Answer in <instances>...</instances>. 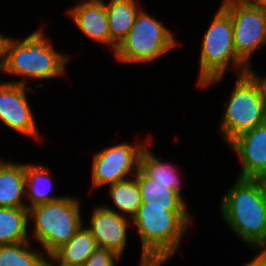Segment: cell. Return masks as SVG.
<instances>
[{
    "label": "cell",
    "mask_w": 266,
    "mask_h": 266,
    "mask_svg": "<svg viewBox=\"0 0 266 266\" xmlns=\"http://www.w3.org/2000/svg\"><path fill=\"white\" fill-rule=\"evenodd\" d=\"M41 26L25 37L6 36L1 74L16 77L8 80L9 82L29 86L31 82L40 81L35 85L38 89L46 86V80L60 77L64 79L69 72L67 67L70 65L71 55L58 51L53 45V38L47 35L44 25Z\"/></svg>",
    "instance_id": "6da1fadb"
},
{
    "label": "cell",
    "mask_w": 266,
    "mask_h": 266,
    "mask_svg": "<svg viewBox=\"0 0 266 266\" xmlns=\"http://www.w3.org/2000/svg\"><path fill=\"white\" fill-rule=\"evenodd\" d=\"M189 207H139L132 217V229L139 236L137 266L166 264L181 252L184 236L194 223ZM190 228V230H189Z\"/></svg>",
    "instance_id": "7a4b0ae2"
},
{
    "label": "cell",
    "mask_w": 266,
    "mask_h": 266,
    "mask_svg": "<svg viewBox=\"0 0 266 266\" xmlns=\"http://www.w3.org/2000/svg\"><path fill=\"white\" fill-rule=\"evenodd\" d=\"M219 201L226 228L250 250L266 249V204L255 180L235 177Z\"/></svg>",
    "instance_id": "3957f363"
},
{
    "label": "cell",
    "mask_w": 266,
    "mask_h": 266,
    "mask_svg": "<svg viewBox=\"0 0 266 266\" xmlns=\"http://www.w3.org/2000/svg\"><path fill=\"white\" fill-rule=\"evenodd\" d=\"M199 51L198 89L205 92L220 85L228 71L236 75L246 73L248 66L237 56L233 39V23L230 15L219 6L217 12L203 31Z\"/></svg>",
    "instance_id": "277c9868"
},
{
    "label": "cell",
    "mask_w": 266,
    "mask_h": 266,
    "mask_svg": "<svg viewBox=\"0 0 266 266\" xmlns=\"http://www.w3.org/2000/svg\"><path fill=\"white\" fill-rule=\"evenodd\" d=\"M82 206L80 197L68 193L59 200L30 208V241H36L35 245L50 257L84 225Z\"/></svg>",
    "instance_id": "5b68a950"
},
{
    "label": "cell",
    "mask_w": 266,
    "mask_h": 266,
    "mask_svg": "<svg viewBox=\"0 0 266 266\" xmlns=\"http://www.w3.org/2000/svg\"><path fill=\"white\" fill-rule=\"evenodd\" d=\"M156 17L144 7L140 10L130 32L116 47L114 60L117 63L150 65L181 47L175 30Z\"/></svg>",
    "instance_id": "8992f818"
},
{
    "label": "cell",
    "mask_w": 266,
    "mask_h": 266,
    "mask_svg": "<svg viewBox=\"0 0 266 266\" xmlns=\"http://www.w3.org/2000/svg\"><path fill=\"white\" fill-rule=\"evenodd\" d=\"M223 101L218 132L227 145L240 134L266 122V102L248 72L236 76L233 88Z\"/></svg>",
    "instance_id": "52a82bcc"
},
{
    "label": "cell",
    "mask_w": 266,
    "mask_h": 266,
    "mask_svg": "<svg viewBox=\"0 0 266 266\" xmlns=\"http://www.w3.org/2000/svg\"><path fill=\"white\" fill-rule=\"evenodd\" d=\"M152 133H147V138L135 139L133 142H117L114 138L112 144L94 151L91 158V184L93 193L96 189L105 188L108 185L128 179L136 175L140 169V159L143 149L153 139ZM116 143V144H113Z\"/></svg>",
    "instance_id": "ba28073f"
},
{
    "label": "cell",
    "mask_w": 266,
    "mask_h": 266,
    "mask_svg": "<svg viewBox=\"0 0 266 266\" xmlns=\"http://www.w3.org/2000/svg\"><path fill=\"white\" fill-rule=\"evenodd\" d=\"M230 15L237 56L249 67L253 56L266 47V4L261 0H221Z\"/></svg>",
    "instance_id": "9c48e42d"
},
{
    "label": "cell",
    "mask_w": 266,
    "mask_h": 266,
    "mask_svg": "<svg viewBox=\"0 0 266 266\" xmlns=\"http://www.w3.org/2000/svg\"><path fill=\"white\" fill-rule=\"evenodd\" d=\"M0 77V123L8 131L17 132L38 143L43 141L28 96L35 93V87L2 81V75Z\"/></svg>",
    "instance_id": "30bf717a"
},
{
    "label": "cell",
    "mask_w": 266,
    "mask_h": 266,
    "mask_svg": "<svg viewBox=\"0 0 266 266\" xmlns=\"http://www.w3.org/2000/svg\"><path fill=\"white\" fill-rule=\"evenodd\" d=\"M89 214L90 218L88 215L89 220L84 221V225L93 235L97 247L113 251L123 258L129 230L133 228L131 218L109 210L101 203L95 205Z\"/></svg>",
    "instance_id": "8fae6325"
},
{
    "label": "cell",
    "mask_w": 266,
    "mask_h": 266,
    "mask_svg": "<svg viewBox=\"0 0 266 266\" xmlns=\"http://www.w3.org/2000/svg\"><path fill=\"white\" fill-rule=\"evenodd\" d=\"M75 1V2H74ZM68 19L83 36L110 50V30L105 0H72Z\"/></svg>",
    "instance_id": "7c38bea8"
},
{
    "label": "cell",
    "mask_w": 266,
    "mask_h": 266,
    "mask_svg": "<svg viewBox=\"0 0 266 266\" xmlns=\"http://www.w3.org/2000/svg\"><path fill=\"white\" fill-rule=\"evenodd\" d=\"M226 147L241 164L236 177L253 179L266 172V122L240 134Z\"/></svg>",
    "instance_id": "4fadbf2b"
},
{
    "label": "cell",
    "mask_w": 266,
    "mask_h": 266,
    "mask_svg": "<svg viewBox=\"0 0 266 266\" xmlns=\"http://www.w3.org/2000/svg\"><path fill=\"white\" fill-rule=\"evenodd\" d=\"M0 207L26 208L25 162L0 156Z\"/></svg>",
    "instance_id": "5bb4252c"
},
{
    "label": "cell",
    "mask_w": 266,
    "mask_h": 266,
    "mask_svg": "<svg viewBox=\"0 0 266 266\" xmlns=\"http://www.w3.org/2000/svg\"><path fill=\"white\" fill-rule=\"evenodd\" d=\"M26 173V208H30L53 202L62 198V196L54 195L53 173L50 167L43 165V163L25 162ZM52 174V175H51ZM54 190V191H53Z\"/></svg>",
    "instance_id": "9a60e30c"
},
{
    "label": "cell",
    "mask_w": 266,
    "mask_h": 266,
    "mask_svg": "<svg viewBox=\"0 0 266 266\" xmlns=\"http://www.w3.org/2000/svg\"><path fill=\"white\" fill-rule=\"evenodd\" d=\"M140 1L141 0L105 1L110 30L111 53L115 52L116 47L121 43L134 25L137 14L144 7Z\"/></svg>",
    "instance_id": "2e32d148"
},
{
    "label": "cell",
    "mask_w": 266,
    "mask_h": 266,
    "mask_svg": "<svg viewBox=\"0 0 266 266\" xmlns=\"http://www.w3.org/2000/svg\"><path fill=\"white\" fill-rule=\"evenodd\" d=\"M153 140L143 149L140 159V169L152 180L160 183L164 187L175 190L182 196L183 194V172L181 173L182 167L179 168L177 164L173 162H167L157 157L152 150Z\"/></svg>",
    "instance_id": "e0dca14e"
},
{
    "label": "cell",
    "mask_w": 266,
    "mask_h": 266,
    "mask_svg": "<svg viewBox=\"0 0 266 266\" xmlns=\"http://www.w3.org/2000/svg\"><path fill=\"white\" fill-rule=\"evenodd\" d=\"M97 248L91 232L83 225L80 230L49 258L58 266H83Z\"/></svg>",
    "instance_id": "ac0fdd59"
},
{
    "label": "cell",
    "mask_w": 266,
    "mask_h": 266,
    "mask_svg": "<svg viewBox=\"0 0 266 266\" xmlns=\"http://www.w3.org/2000/svg\"><path fill=\"white\" fill-rule=\"evenodd\" d=\"M106 188H108V199H110L111 205L104 201L102 204L107 209L132 219L142 204L141 192L136 177L133 176L108 185Z\"/></svg>",
    "instance_id": "d6986e66"
},
{
    "label": "cell",
    "mask_w": 266,
    "mask_h": 266,
    "mask_svg": "<svg viewBox=\"0 0 266 266\" xmlns=\"http://www.w3.org/2000/svg\"><path fill=\"white\" fill-rule=\"evenodd\" d=\"M135 177L141 192L139 207H189L184 196L152 180L141 169Z\"/></svg>",
    "instance_id": "ffe728a7"
},
{
    "label": "cell",
    "mask_w": 266,
    "mask_h": 266,
    "mask_svg": "<svg viewBox=\"0 0 266 266\" xmlns=\"http://www.w3.org/2000/svg\"><path fill=\"white\" fill-rule=\"evenodd\" d=\"M30 241L29 210L0 207V246Z\"/></svg>",
    "instance_id": "44dd1931"
},
{
    "label": "cell",
    "mask_w": 266,
    "mask_h": 266,
    "mask_svg": "<svg viewBox=\"0 0 266 266\" xmlns=\"http://www.w3.org/2000/svg\"><path fill=\"white\" fill-rule=\"evenodd\" d=\"M47 258L31 241L0 246V266H41Z\"/></svg>",
    "instance_id": "7402d4cb"
},
{
    "label": "cell",
    "mask_w": 266,
    "mask_h": 266,
    "mask_svg": "<svg viewBox=\"0 0 266 266\" xmlns=\"http://www.w3.org/2000/svg\"><path fill=\"white\" fill-rule=\"evenodd\" d=\"M122 259L123 258L113 251L97 247L83 266H117L118 263L122 262Z\"/></svg>",
    "instance_id": "603a6c76"
},
{
    "label": "cell",
    "mask_w": 266,
    "mask_h": 266,
    "mask_svg": "<svg viewBox=\"0 0 266 266\" xmlns=\"http://www.w3.org/2000/svg\"><path fill=\"white\" fill-rule=\"evenodd\" d=\"M253 79L257 82L259 89L261 91L262 97L264 98L266 102V75L262 74L261 72H258L256 68H253V64L248 67L247 71Z\"/></svg>",
    "instance_id": "cb8c5ba5"
},
{
    "label": "cell",
    "mask_w": 266,
    "mask_h": 266,
    "mask_svg": "<svg viewBox=\"0 0 266 266\" xmlns=\"http://www.w3.org/2000/svg\"><path fill=\"white\" fill-rule=\"evenodd\" d=\"M256 253L255 256L248 260L243 266H266V249L251 250Z\"/></svg>",
    "instance_id": "d4e9b609"
},
{
    "label": "cell",
    "mask_w": 266,
    "mask_h": 266,
    "mask_svg": "<svg viewBox=\"0 0 266 266\" xmlns=\"http://www.w3.org/2000/svg\"><path fill=\"white\" fill-rule=\"evenodd\" d=\"M257 183L262 195V199L266 204V172L253 178Z\"/></svg>",
    "instance_id": "484cf974"
},
{
    "label": "cell",
    "mask_w": 266,
    "mask_h": 266,
    "mask_svg": "<svg viewBox=\"0 0 266 266\" xmlns=\"http://www.w3.org/2000/svg\"><path fill=\"white\" fill-rule=\"evenodd\" d=\"M5 38H6V35L0 31V75L3 69V46H4Z\"/></svg>",
    "instance_id": "4316f807"
},
{
    "label": "cell",
    "mask_w": 266,
    "mask_h": 266,
    "mask_svg": "<svg viewBox=\"0 0 266 266\" xmlns=\"http://www.w3.org/2000/svg\"><path fill=\"white\" fill-rule=\"evenodd\" d=\"M41 266H58L53 260L49 257L43 262Z\"/></svg>",
    "instance_id": "83f0119b"
},
{
    "label": "cell",
    "mask_w": 266,
    "mask_h": 266,
    "mask_svg": "<svg viewBox=\"0 0 266 266\" xmlns=\"http://www.w3.org/2000/svg\"><path fill=\"white\" fill-rule=\"evenodd\" d=\"M150 266H165V264H151Z\"/></svg>",
    "instance_id": "f1b7e54d"
}]
</instances>
